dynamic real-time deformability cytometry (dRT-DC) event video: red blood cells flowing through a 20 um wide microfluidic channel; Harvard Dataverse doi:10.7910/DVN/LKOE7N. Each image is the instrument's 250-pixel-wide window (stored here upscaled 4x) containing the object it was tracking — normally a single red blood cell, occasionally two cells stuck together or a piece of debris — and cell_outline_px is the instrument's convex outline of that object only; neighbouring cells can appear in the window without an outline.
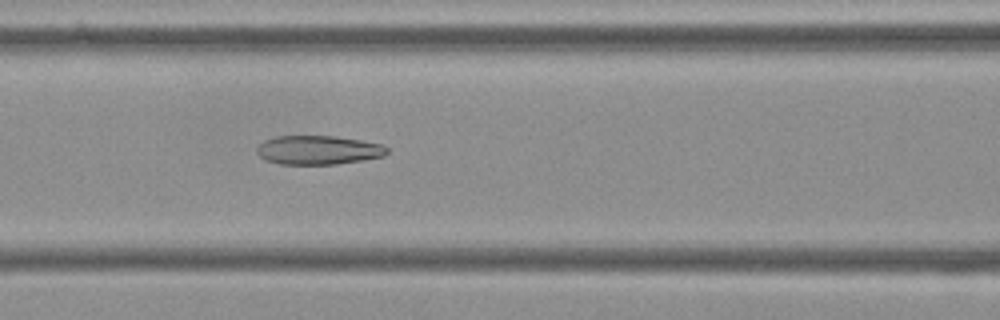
{"species": "Egyptian fruit bat (a non-hibernating species)", "species_latin": "Rousettus aegyptiacus", "temperature_condition": "cold", "stored_images_in_passage": 55, "camera_frame_rate_fps": 3000, "um_per_image_px": 0.085, "frame": {"image": 1, "passage_image": 23, "time_ms": 7.333, "image_size_px": [1000, 320], "cell_outline_px": [[388, 152], [384, 156], [364, 160], [336, 164], [280, 164], [264, 160], [256, 152], [256, 148], [264, 140], [276, 136], [336, 136], [384, 144], [388, 148]], "centroid_in_image_um": [27.06, 12.75], "position_along_channel_um": 139.5, "area_um2": 22.14}}
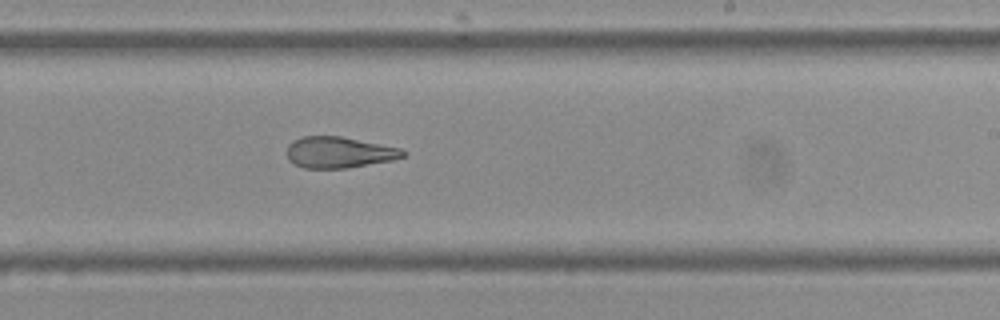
{"frame": {"image": 2, "passage_image": 33, "time_ms": 10.667, "image_size_px": [1000, 320], "cell_outline_px": [[408, 152], [404, 156], [392, 160], [348, 168], [304, 168], [292, 164], [288, 160], [288, 144], [292, 140], [300, 136], [340, 136], [404, 148]], "centroid_in_image_um": [28.83, 12.94], "position_along_channel_um": 260.2, "area_um2": 21.39}}
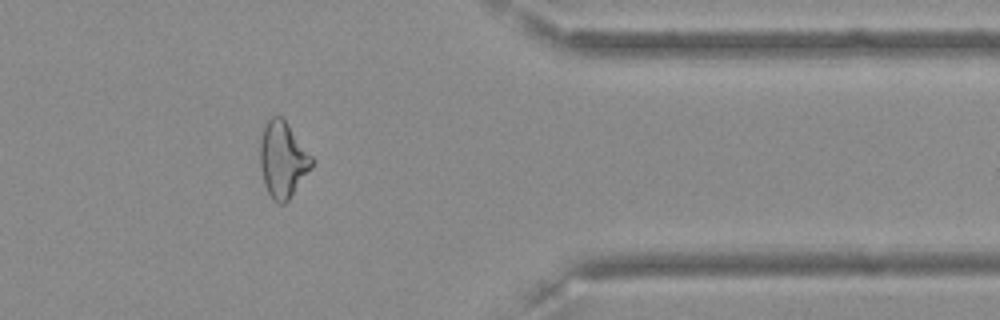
{"frame": {"image": 3, "passage_image": 45, "time_ms": 14.667, "image_size_px": [1000, 320], "cell_outline_px": [[312, 168], [288, 200], [284, 204], [280, 204], [272, 200], [264, 184], [260, 168], [260, 140], [264, 124], [272, 116], [280, 116], [288, 124], [312, 156]], "centroid_in_image_um": [24.02, 13.58], "position_along_channel_um": 387.4, "area_um2": 22.83}, "authors_computed_cell_mechanics": {"area_um2": 23.8136, "velocity_mm_per_s": 3.6173, "shape_relaxation_time_tau1_ms": null, "shape_relaxation_time_tau2_ms": 3.157, "deformation_change_tau1": null, "deformation_change_tau2": 0.111}}